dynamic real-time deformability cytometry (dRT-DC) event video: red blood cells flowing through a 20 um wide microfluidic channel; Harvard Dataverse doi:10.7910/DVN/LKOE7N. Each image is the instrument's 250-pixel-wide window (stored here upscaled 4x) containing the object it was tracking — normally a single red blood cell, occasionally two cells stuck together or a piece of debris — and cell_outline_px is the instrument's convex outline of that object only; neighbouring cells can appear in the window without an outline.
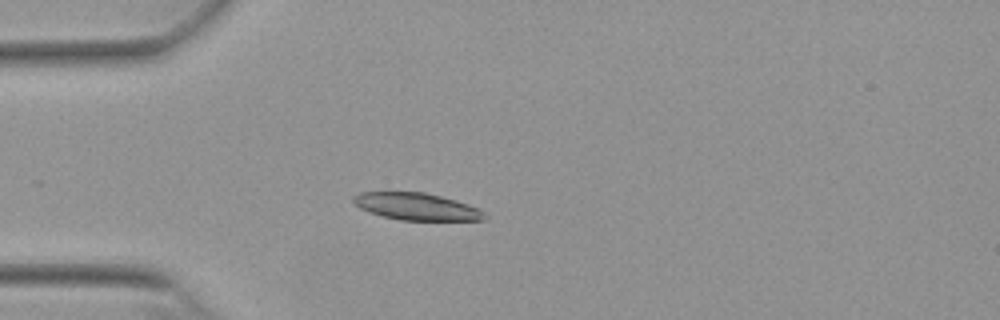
{"species": "Egyptian fruit bat (a non-hibernating species)", "species_latin": "Rousettus aegyptiacus", "temperature_condition": "warm", "stored_images_in_passage": 17, "camera_frame_rate_fps": 3000, "um_per_image_px": 0.085, "animal": {"sex": "female"}, "frame": {"image": 1, "passage_image": 14, "time_ms": 4.333, "image_size_px": [1000, 320], "cell_outline_px": [[488, 220], [400, 220], [384, 216], [360, 208], [352, 200], [352, 196], [360, 192], [424, 192], [456, 200], [468, 204], [484, 212], [488, 216]], "centroid_in_image_um": [35.44, 17.55], "position_along_channel_um": 49.6, "area_um2": 20.58}}